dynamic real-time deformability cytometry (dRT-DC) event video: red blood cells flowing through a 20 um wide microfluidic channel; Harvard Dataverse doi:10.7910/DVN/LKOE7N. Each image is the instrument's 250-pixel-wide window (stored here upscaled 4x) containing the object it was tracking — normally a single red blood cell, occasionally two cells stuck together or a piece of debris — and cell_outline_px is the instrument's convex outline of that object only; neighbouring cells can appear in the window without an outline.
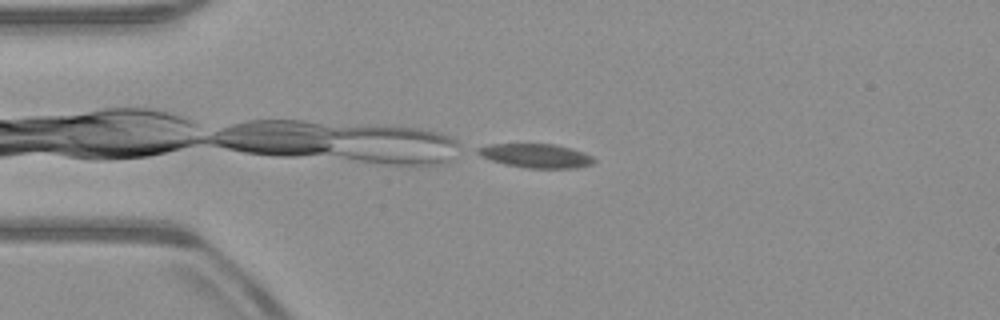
{"species": "common noctule bat (a hibernating species)", "species_latin": "Nyctalus noctula", "temperature_condition": "warm", "stored_images_in_passage": 42, "camera_frame_rate_fps": 3000, "um_per_image_px": 0.085, "animal": {"sex": "male", "body_mass_g": 23.1, "forearm_length_mm": 52.7}, "frame": {"image": 1, "passage_image": 1, "time_ms": 0.0, "image_size_px": [1000, 320], "cell_outline_px": [[596, 160], [592, 164], [576, 168], [528, 168], [504, 164], [492, 160], [476, 152], [476, 148], [492, 144], [552, 144], [568, 148], [592, 156]], "centroid_in_image_um": [45.56, 13.25], "position_along_channel_um": 39.4, "area_um2": 15.9}}
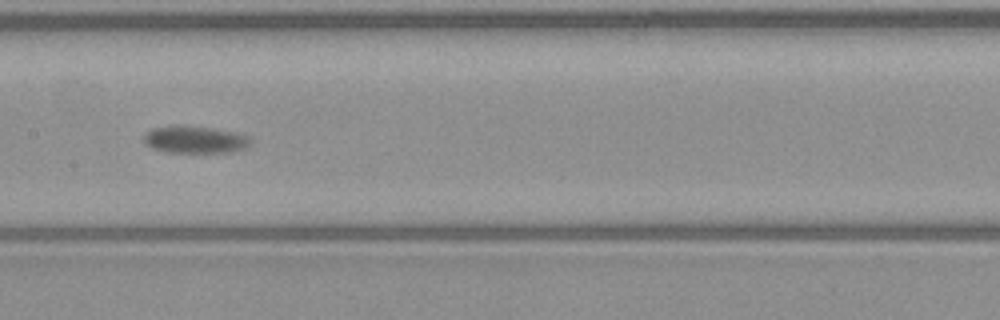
{"frame": {"image": 2, "passage_image": 15, "time_ms": 4.667, "image_size_px": [1000, 320], "cell_outline_px": [[252, 140], [248, 148], [228, 152], [168, 152], [152, 148], [144, 144], [144, 132], [152, 128], [176, 124], [180, 124], [236, 132], [248, 136]], "centroid_in_image_um": [16.54, 11.85], "position_along_channel_um": 190.9, "area_um2": 17.17}}
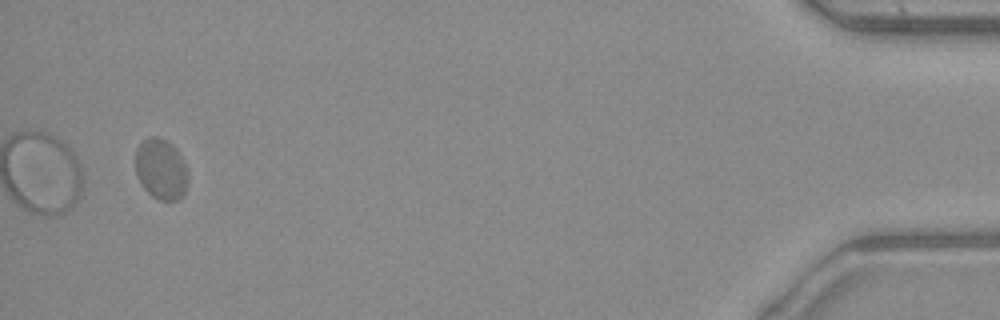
{"frame": {"image": 3, "passage_image": 40, "time_ms": 13.0, "image_size_px": [1000, 320], "cell_outline_px": [[188, 184], [184, 192], [176, 200], [160, 200], [152, 196], [144, 188], [136, 172], [136, 148], [144, 140], [152, 136], [156, 136], [172, 144], [176, 148], [188, 172]], "centroid_in_image_um": [13.69, 14.37], "position_along_channel_um": 421.5, "area_um2": 18.32}, "authors_computed_cell_mechanics": {"area_um2": 17.051, "velocity_mm_per_s": 3.8298, "shape_relaxation_time_tau1_ms": 3.9861, "shape_relaxation_time_tau2_ms": null, "deformation_change_tau1": 0.0967, "deformation_change_tau2": null}}